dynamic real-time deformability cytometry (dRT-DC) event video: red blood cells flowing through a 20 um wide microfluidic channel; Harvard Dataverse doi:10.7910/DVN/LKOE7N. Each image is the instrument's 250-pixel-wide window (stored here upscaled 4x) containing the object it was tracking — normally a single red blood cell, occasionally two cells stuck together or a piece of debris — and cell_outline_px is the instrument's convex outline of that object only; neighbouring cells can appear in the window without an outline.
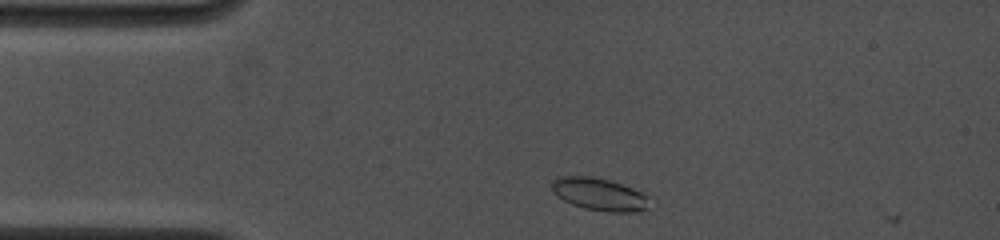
{"species": "common noctule bat (a hibernating species)", "species_latin": "Nyctalus noctula", "temperature_condition": "cold", "stored_images_in_passage": 17, "camera_frame_rate_fps": 4500, "um_per_image_px": 0.085, "animal": {"sex": "female", "body_mass_g": 19.0, "forearm_length_mm": 53.3}, "frame": {"image": 1, "passage_image": 1, "time_ms": 0.0, "image_size_px": [1000, 240], "cell_outline_px": [[648, 208], [640, 212], [608, 212], [584, 208], [572, 204], [564, 200], [552, 192], [552, 180], [560, 176], [592, 176], [608, 180], [632, 188], [648, 196]], "centroid_in_image_um": [50.93, 16.52], "position_along_channel_um": 34.1, "area_um2": 18.44}}
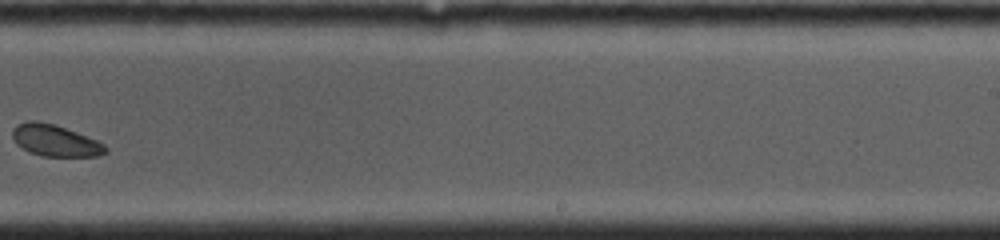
{"frame": {"image": 2, "passage_image": 11, "time_ms": 7.333, "image_size_px": [1000, 240], "cell_outline_px": [[108, 152], [96, 156], [44, 156], [28, 152], [16, 144], [12, 136], [12, 128], [16, 124], [28, 120], [36, 120], [56, 124], [96, 140], [104, 144], [108, 148]], "centroid_in_image_um": [4.65, 11.93], "position_along_channel_um": 284.4, "area_um2": 17.28}}
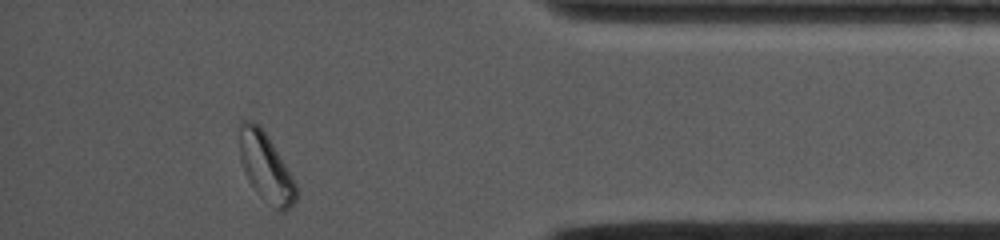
{"frame": {"image": 3, "passage_image": 17, "time_ms": 11.111, "image_size_px": [1000, 240], "cell_outline_px": [[296, 200], [284, 212], [280, 212], [256, 192], [248, 180], [244, 172], [240, 160], [240, 120], [252, 120], [264, 132], [272, 144], [296, 184]], "centroid_in_image_um": [22.56, 14.24], "position_along_channel_um": 412.6, "area_um2": 21.91}, "authors_computed_cell_mechanics": {"area_um2": 18.4382, "velocity_mm_per_s": 3.9083, "shape_relaxation_time_tau1_ms": 1.2831, "shape_relaxation_time_tau2_ms": 8.6367, "deformation_change_tau1": 0.0581, "deformation_change_tau2": 0.1063}}